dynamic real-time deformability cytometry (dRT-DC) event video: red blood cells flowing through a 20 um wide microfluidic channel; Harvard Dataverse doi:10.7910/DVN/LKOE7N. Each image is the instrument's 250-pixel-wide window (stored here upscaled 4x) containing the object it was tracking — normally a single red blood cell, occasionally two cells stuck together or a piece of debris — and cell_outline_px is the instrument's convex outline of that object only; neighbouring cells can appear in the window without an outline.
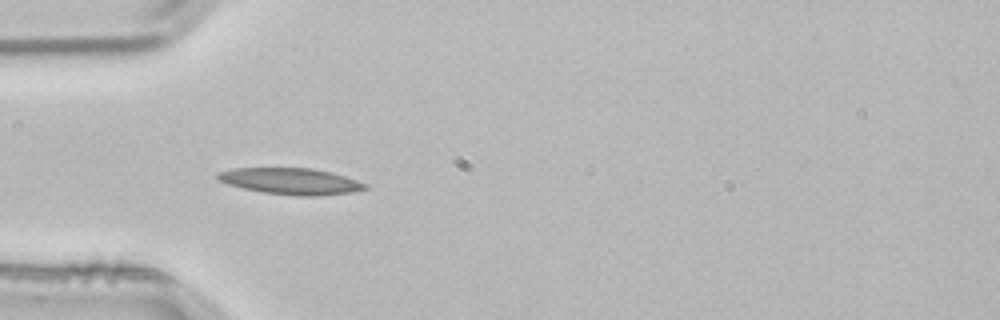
{"species": "common noctule bat (a hibernating species)", "species_latin": "Nyctalus noctula", "temperature_condition": "room temperature", "stored_images_in_passage": 3, "camera_frame_rate_fps": 3000, "um_per_image_px": 0.085, "animal": {"sex": "male", "body_mass_g": 21.5, "forearm_length_mm": 52.0}, "frame": {"image": 1, "passage_image": 3, "time_ms": 0.667, "image_size_px": [1000, 320], "cell_outline_px": [[368, 188], [352, 192], [316, 196], [296, 196], [264, 192], [244, 188], [228, 184], [216, 180], [216, 172], [232, 168], [312, 168], [332, 172], [368, 184]], "centroid_in_image_um": [24.69, 15.4], "position_along_channel_um": 60.3, "area_um2": 22.72}}